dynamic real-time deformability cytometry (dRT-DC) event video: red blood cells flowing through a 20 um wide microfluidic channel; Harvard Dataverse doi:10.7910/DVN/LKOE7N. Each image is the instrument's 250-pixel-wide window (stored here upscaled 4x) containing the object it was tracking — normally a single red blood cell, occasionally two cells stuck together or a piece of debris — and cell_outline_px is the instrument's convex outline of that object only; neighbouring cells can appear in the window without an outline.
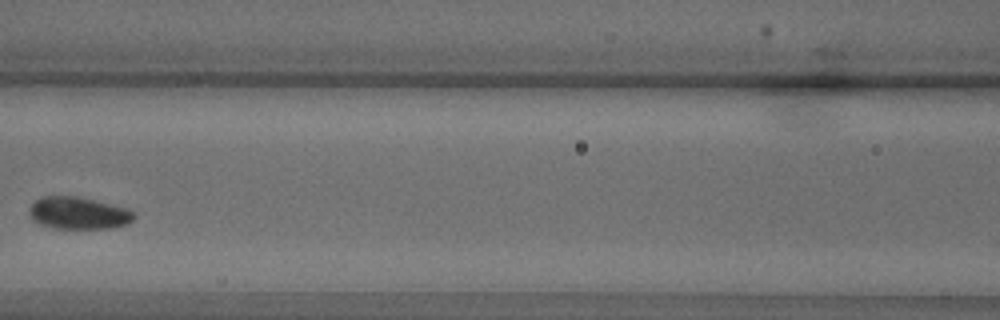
{"species": "common noctule bat (a hibernating species)", "species_latin": "Nyctalus noctula", "temperature_condition": "warm", "stored_images_in_passage": 11, "camera_frame_rate_fps": 3000, "um_per_image_px": 0.085, "animal": {"sex": "male", "body_mass_g": 18.8}, "frame": {"image": 1, "passage_image": 8, "time_ms": 2.333, "image_size_px": [1000, 320], "cell_outline_px": [[136, 216], [128, 224], [112, 228], [52, 228], [36, 224], [28, 216], [28, 208], [40, 196], [76, 196], [96, 200], [128, 208], [136, 212]], "centroid_in_image_um": [6.64, 18.11], "position_along_channel_um": 160.0, "area_um2": 20.11}}
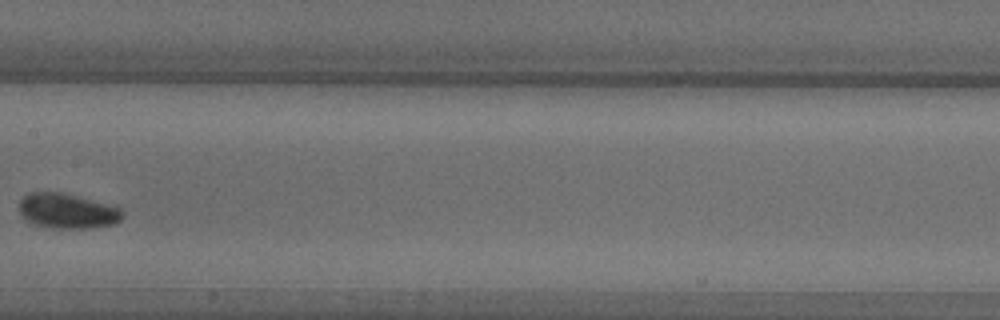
{"frame": {"image": 2, "passage_image": 10, "time_ms": 3.0, "image_size_px": [1000, 320], "cell_outline_px": [[124, 216], [116, 224], [92, 228], [48, 228], [36, 224], [28, 220], [20, 212], [20, 200], [24, 196], [32, 192], [60, 192], [76, 196], [120, 208], [124, 212]], "centroid_in_image_um": [5.75, 17.95], "position_along_channel_um": 201.6, "area_um2": 20.81}}